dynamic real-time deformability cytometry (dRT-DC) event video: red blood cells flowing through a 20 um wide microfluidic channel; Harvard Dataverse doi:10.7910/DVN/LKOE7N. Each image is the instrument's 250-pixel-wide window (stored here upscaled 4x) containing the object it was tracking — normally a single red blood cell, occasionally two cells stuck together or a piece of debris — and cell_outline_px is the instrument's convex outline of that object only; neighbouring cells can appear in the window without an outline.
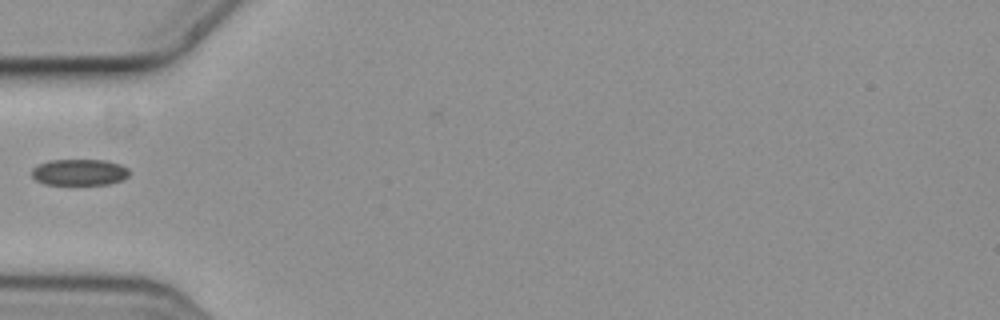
{"species": "common noctule bat (a hibernating species)", "species_latin": "Nyctalus noctula", "temperature_condition": "cold", "stored_images_in_passage": 2, "camera_frame_rate_fps": 3000, "um_per_image_px": 0.085, "animal": {"sex": "female", "body_mass_g": 19.3, "forearm_length_mm": 54.1}, "frame": {"image": 1, "passage_image": 2, "time_ms": 0.333, "image_size_px": [1000, 320], "cell_outline_px": [[128, 176], [124, 180], [108, 184], [44, 184], [36, 180], [32, 176], [32, 168], [36, 164], [48, 160], [104, 160], [120, 164], [128, 168]], "centroid_in_image_um": [6.73, 14.63], "position_along_channel_um": 78.3, "area_um2": 15.03}}